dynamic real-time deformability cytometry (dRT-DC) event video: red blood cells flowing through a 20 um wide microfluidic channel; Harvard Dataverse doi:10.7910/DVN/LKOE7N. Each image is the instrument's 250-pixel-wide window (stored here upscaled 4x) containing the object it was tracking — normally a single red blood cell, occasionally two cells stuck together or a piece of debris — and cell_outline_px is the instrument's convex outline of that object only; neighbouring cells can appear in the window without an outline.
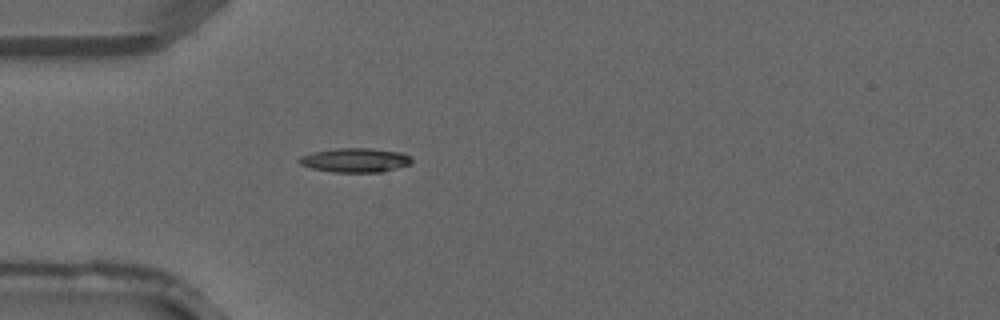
{"species": "common noctule bat (a hibernating species)", "species_latin": "Nyctalus noctula", "temperature_condition": "warm", "stored_images_in_passage": 3, "camera_frame_rate_fps": 3000, "um_per_image_px": 0.085, "animal": {"sex": "male", "forearm_length_mm": 52.5}, "frame": {"image": 1, "passage_image": 3, "time_ms": 0.667, "image_size_px": [1000, 320], "cell_outline_px": [[412, 164], [384, 172], [332, 172], [312, 168], [300, 164], [296, 160], [300, 156], [312, 152], [336, 148], [368, 148], [400, 152], [408, 156], [412, 160]], "centroid_in_image_um": [30.17, 13.62], "position_along_channel_um": 54.8, "area_um2": 15.95}}